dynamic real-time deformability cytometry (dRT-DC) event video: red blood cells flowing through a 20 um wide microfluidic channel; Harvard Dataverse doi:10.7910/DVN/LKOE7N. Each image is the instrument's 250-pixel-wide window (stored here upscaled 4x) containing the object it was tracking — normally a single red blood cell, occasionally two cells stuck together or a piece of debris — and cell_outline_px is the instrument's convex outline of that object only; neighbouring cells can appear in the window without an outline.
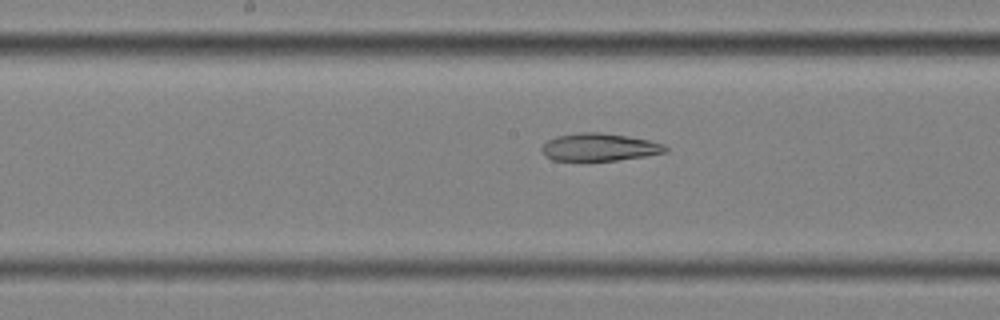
{"species": "common noctule bat (a hibernating species)", "species_latin": "Nyctalus noctula", "temperature_condition": "cold", "stored_images_in_passage": 56, "camera_frame_rate_fps": 3000, "um_per_image_px": 0.085, "animal": {"sex": "female", "body_mass_g": 25.1}, "frame": {"image": 1, "passage_image": 29, "time_ms": 9.333, "image_size_px": [1000, 320], "cell_outline_px": [[668, 152], [644, 156], [616, 160], [552, 160], [544, 156], [540, 148], [548, 140], [556, 136], [580, 132], [600, 132], [628, 136], [648, 140], [664, 144], [668, 148]], "centroid_in_image_um": [50.93, 12.5], "position_along_channel_um": 197.3, "area_um2": 19.88}}
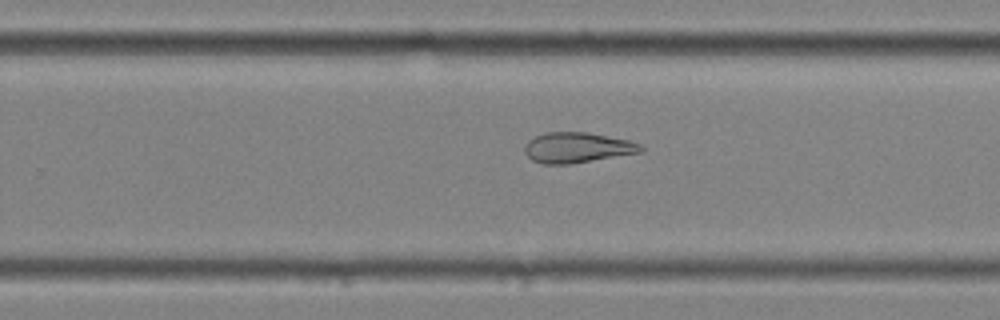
{"frame": {"image": 2, "passage_image": 36, "time_ms": 11.667, "image_size_px": [1000, 320], "cell_outline_px": [[644, 152], [568, 164], [544, 164], [532, 160], [524, 152], [524, 148], [528, 140], [544, 132], [588, 132], [628, 140], [640, 144], [644, 148]], "centroid_in_image_um": [49.07, 12.54], "position_along_channel_um": 280.7, "area_um2": 20.58}}
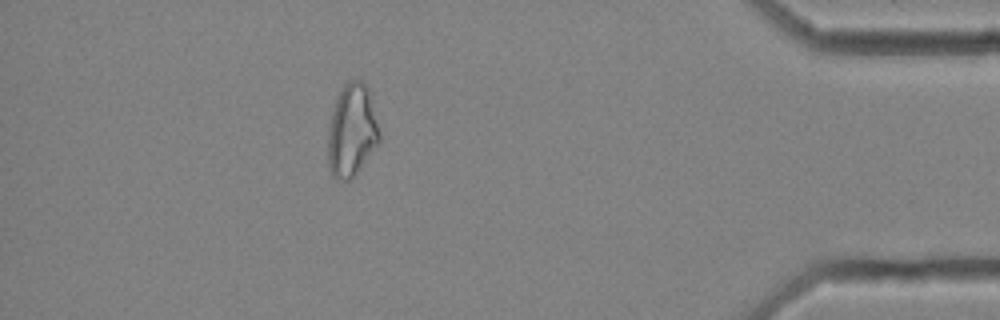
{"frame": {"image": 3, "passage_image": 50, "time_ms": 16.333, "image_size_px": [1000, 320], "cell_outline_px": [[380, 140], [356, 172], [348, 180], [336, 180], [332, 176], [328, 164], [328, 128], [332, 112], [336, 100], [344, 84], [348, 80], [360, 80], [368, 88], [380, 132]], "centroid_in_image_um": [29.89, 11.09], "position_along_channel_um": 405.3, "area_um2": 27.34}, "authors_computed_cell_mechanics": {"area_um2": 26.3857, "velocity_mm_per_s": 3.5819, "shape_relaxation_time_tau1_ms": null, "shape_relaxation_time_tau2_ms": 6.261, "deformation_change_tau1": null, "deformation_change_tau2": 0.17}}